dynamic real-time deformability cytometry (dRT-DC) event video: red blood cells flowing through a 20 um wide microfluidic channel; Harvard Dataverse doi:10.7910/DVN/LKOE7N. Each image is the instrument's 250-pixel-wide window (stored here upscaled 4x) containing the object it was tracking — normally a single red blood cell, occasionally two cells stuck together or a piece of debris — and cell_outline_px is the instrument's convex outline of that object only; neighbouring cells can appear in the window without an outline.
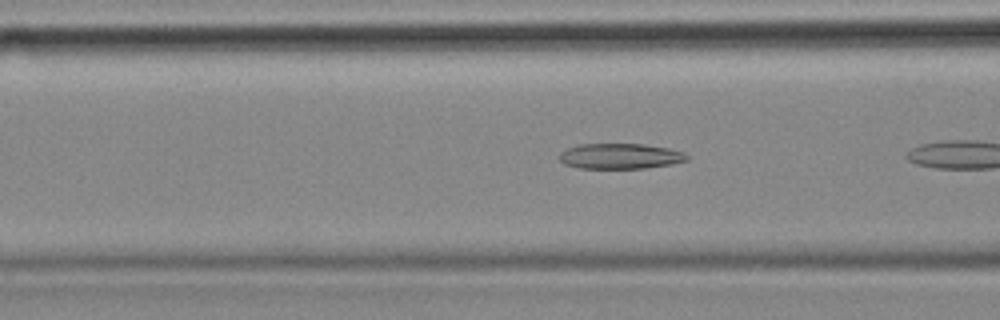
{"species": "common noctule bat (a hibernating species)", "species_latin": "Nyctalus noctula", "temperature_condition": "cold", "stored_images_in_passage": 6, "camera_frame_rate_fps": 3000, "um_per_image_px": 0.085, "animal": {"sex": "female", "body_mass_g": 18.4}, "frame": {"image": 1, "passage_image": 5, "time_ms": 1.333, "image_size_px": [1000, 320], "cell_outline_px": [[688, 160], [672, 164], [644, 168], [580, 168], [564, 164], [556, 156], [560, 152], [568, 148], [580, 144], [644, 144], [668, 148], [684, 152], [688, 156]], "centroid_in_image_um": [52.7, 13.27], "position_along_channel_um": 113.9, "area_um2": 18.96}}